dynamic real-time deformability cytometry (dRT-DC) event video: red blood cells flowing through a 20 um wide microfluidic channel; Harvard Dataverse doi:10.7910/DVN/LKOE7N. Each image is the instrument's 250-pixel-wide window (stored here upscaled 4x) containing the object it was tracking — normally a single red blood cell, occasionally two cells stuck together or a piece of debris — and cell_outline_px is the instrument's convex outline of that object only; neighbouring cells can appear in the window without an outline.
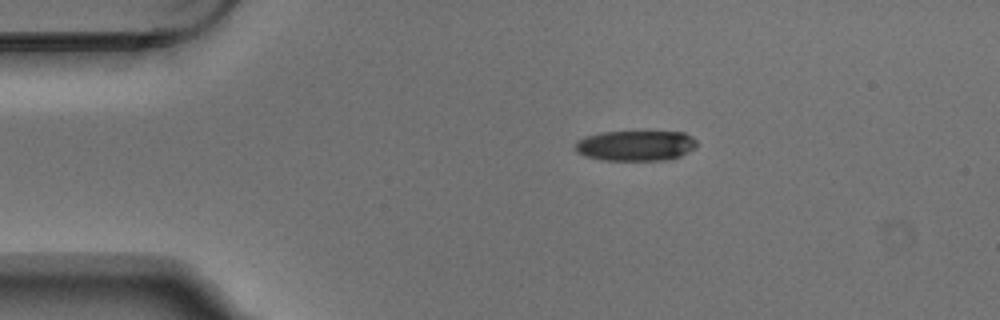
{"species": "Egyptian fruit bat (a non-hibernating species)", "species_latin": "Rousettus aegyptiacus", "temperature_condition": "warm", "stored_images_in_passage": 2, "camera_frame_rate_fps": 3000, "um_per_image_px": 0.085, "animal": {"sex": "male"}, "frame": {"image": 1, "passage_image": 1, "time_ms": 0.0, "image_size_px": [1000, 320], "cell_outline_px": [[696, 148], [680, 156], [668, 160], [604, 160], [588, 156], [576, 152], [572, 148], [576, 140], [584, 136], [600, 132], [684, 132], [692, 136], [696, 140]], "centroid_in_image_um": [54.0, 12.37], "position_along_channel_um": 31.0, "area_um2": 21.73}}